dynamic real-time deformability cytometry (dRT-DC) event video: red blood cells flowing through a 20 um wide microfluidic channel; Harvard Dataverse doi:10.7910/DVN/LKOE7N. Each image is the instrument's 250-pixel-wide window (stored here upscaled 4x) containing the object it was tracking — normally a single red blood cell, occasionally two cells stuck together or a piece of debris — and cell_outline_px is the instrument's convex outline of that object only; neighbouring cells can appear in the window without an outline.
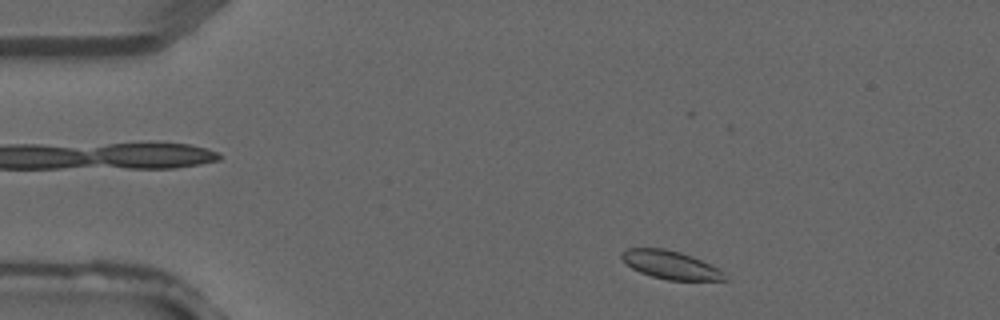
{"species": "common noctule bat (a hibernating species)", "species_latin": "Nyctalus noctula", "temperature_condition": "warm", "stored_images_in_passage": 3, "segment_of_instrument_passage": [2, 2], "camera_frame_rate_fps": 3000, "um_per_image_px": 0.085, "animal": {"sex": "male", "forearm_length_mm": 52.5}, "frame": {"image": 1, "passage_image": 3, "time_ms": 0.667, "image_size_px": [1000, 320], "cell_outline_px": [[728, 280], [668, 280], [652, 276], [640, 272], [632, 268], [620, 256], [620, 252], [628, 248], [664, 248], [680, 252], [692, 256], [720, 268]], "centroid_in_image_um": [57.01, 22.51], "position_along_channel_um": 28.0, "area_um2": 16.88}}